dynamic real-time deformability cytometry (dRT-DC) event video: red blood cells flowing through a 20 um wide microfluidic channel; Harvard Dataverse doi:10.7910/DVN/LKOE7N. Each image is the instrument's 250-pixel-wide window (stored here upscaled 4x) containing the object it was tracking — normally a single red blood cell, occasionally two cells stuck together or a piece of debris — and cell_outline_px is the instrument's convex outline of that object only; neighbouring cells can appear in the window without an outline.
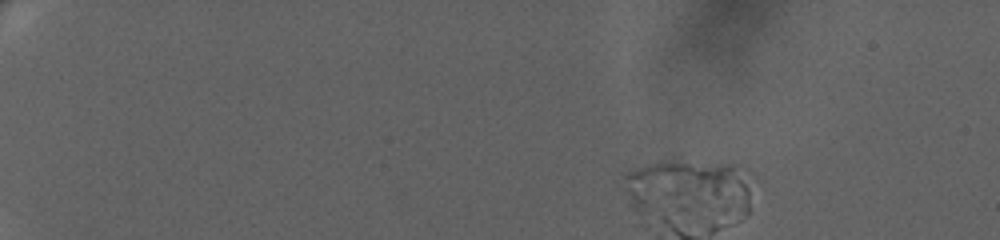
{"species": "human", "species_latin": "Homo sapiens", "temperature_condition": "warm", "stored_images_in_passage": 2, "segment_of_instrument_passage": [2, 2], "camera_frame_rate_fps": 3000, "um_per_image_px": 0.085, "donor": {"sex": "female"}, "frame": {"image": 1, "passage_image": 2, "time_ms": 0.333, "image_size_px": [1000, 240], "cell_outline_px": [[748, 212], [740, 220], [640, 212], [632, 204], [624, 176], [628, 172], [660, 160], [668, 160], [732, 168], [748, 180]], "centroid_in_image_um": [58.54, 16.16], "position_along_channel_um": 26.5, "area_um2": 42.95}}